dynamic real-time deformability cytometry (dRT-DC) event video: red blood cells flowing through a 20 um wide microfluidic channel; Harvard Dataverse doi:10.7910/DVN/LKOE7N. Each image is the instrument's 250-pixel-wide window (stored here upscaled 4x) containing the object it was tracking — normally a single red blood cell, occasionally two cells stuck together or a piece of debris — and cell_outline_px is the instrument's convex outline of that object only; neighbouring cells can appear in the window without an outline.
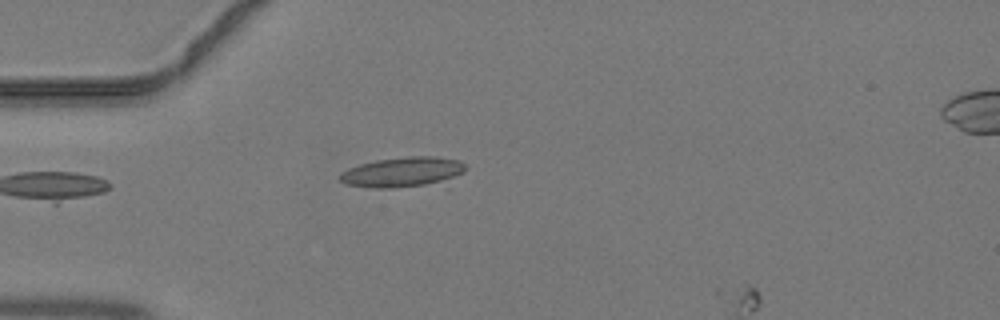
{"species": "common noctule bat (a hibernating species)", "species_latin": "Nyctalus noctula", "temperature_condition": "warm", "stored_images_in_passage": 3, "camera_frame_rate_fps": 3000, "um_per_image_px": 0.085, "animal": {"sex": "male", "body_mass_g": 19.2, "forearm_length_mm": 51.8}, "frame": {"image": 1, "passage_image": 1, "time_ms": 0.0, "image_size_px": [1000, 320], "cell_outline_px": [[468, 168], [464, 172], [440, 180], [424, 184], [392, 188], [376, 188], [344, 184], [340, 180], [340, 172], [348, 168], [360, 164], [376, 160], [408, 156], [436, 156], [460, 160]], "centroid_in_image_um": [34.16, 14.6], "position_along_channel_um": 50.8, "area_um2": 21.56}}